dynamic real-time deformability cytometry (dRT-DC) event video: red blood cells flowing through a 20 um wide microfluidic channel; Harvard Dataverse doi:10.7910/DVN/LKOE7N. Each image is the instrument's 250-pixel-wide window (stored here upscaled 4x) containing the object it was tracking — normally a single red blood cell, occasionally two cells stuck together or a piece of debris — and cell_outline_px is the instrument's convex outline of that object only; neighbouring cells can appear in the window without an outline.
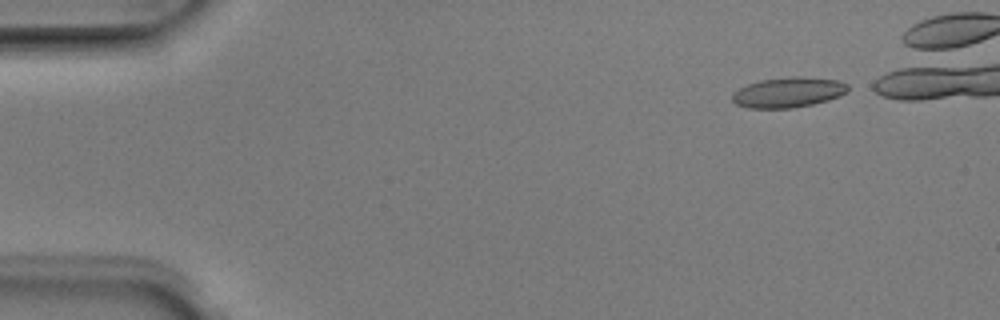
{"species": "Egyptian fruit bat (a non-hibernating species)", "species_latin": "Rousettus aegyptiacus", "temperature_condition": "room temperature", "stored_images_in_passage": 4, "camera_frame_rate_fps": 3000, "um_per_image_px": 0.085, "animal": {"sex": "male"}, "frame": {"image": 1, "passage_image": 1, "time_ms": 0.0, "image_size_px": [1000, 320], "cell_outline_px": [[848, 92], [840, 96], [828, 100], [812, 104], [792, 108], [748, 108], [736, 104], [732, 100], [732, 92], [748, 84], [760, 80], [792, 76], [804, 76], [836, 80], [848, 84]], "centroid_in_image_um": [67.0, 7.84], "position_along_channel_um": 18.0, "area_um2": 20.46}}